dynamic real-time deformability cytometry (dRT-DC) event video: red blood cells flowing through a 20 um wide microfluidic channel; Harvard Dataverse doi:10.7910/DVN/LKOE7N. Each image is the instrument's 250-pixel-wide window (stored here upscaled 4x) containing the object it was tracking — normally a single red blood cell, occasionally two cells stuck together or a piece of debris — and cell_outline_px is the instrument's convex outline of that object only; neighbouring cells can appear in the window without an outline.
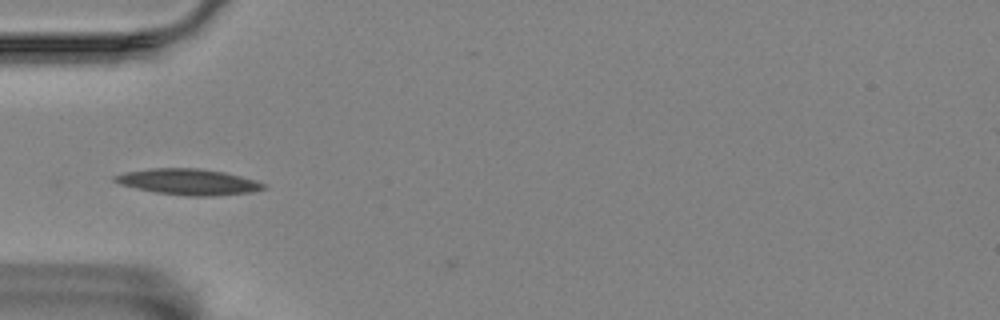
{"species": "Egyptian fruit bat (a non-hibernating species)", "species_latin": "Rousettus aegyptiacus", "temperature_condition": "room temperature", "stored_images_in_passage": 4, "camera_frame_rate_fps": 3000, "um_per_image_px": 0.085, "animal": {"sex": "female"}, "frame": {"image": 1, "passage_image": 3, "time_ms": 0.667, "image_size_px": [1000, 320], "cell_outline_px": [[268, 188], [252, 192], [212, 196], [184, 196], [156, 192], [136, 188], [120, 184], [112, 180], [112, 176], [124, 172], [148, 168], [196, 168], [224, 172], [256, 180], [264, 184]], "centroid_in_image_um": [15.99, 15.45], "position_along_channel_um": 69.0, "area_um2": 22.6}}